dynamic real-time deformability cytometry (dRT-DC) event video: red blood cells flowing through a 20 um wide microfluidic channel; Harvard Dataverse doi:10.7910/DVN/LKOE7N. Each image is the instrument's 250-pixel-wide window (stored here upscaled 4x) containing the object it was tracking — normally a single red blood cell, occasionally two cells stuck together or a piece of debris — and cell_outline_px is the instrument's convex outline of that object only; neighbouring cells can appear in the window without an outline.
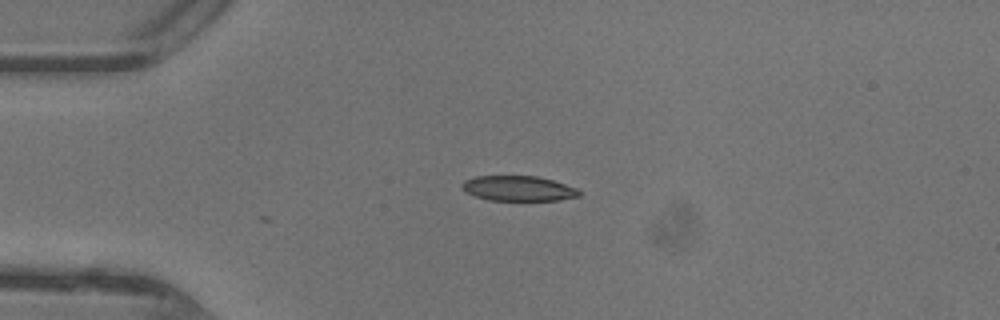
{"species": "common noctule bat (a hibernating species)", "species_latin": "Nyctalus noctula", "temperature_condition": "warm", "stored_images_in_passage": 15, "camera_frame_rate_fps": 3000, "um_per_image_px": 0.085, "animal": {"sex": "female"}, "frame": {"image": 1, "passage_image": 1, "time_ms": 0.0, "image_size_px": [1000, 320], "cell_outline_px": [[580, 196], [560, 200], [488, 200], [464, 192], [460, 184], [464, 180], [476, 176], [536, 176], [552, 180], [576, 188], [580, 192]], "centroid_in_image_um": [44.02, 16.01], "position_along_channel_um": 41.0, "area_um2": 17.11}}
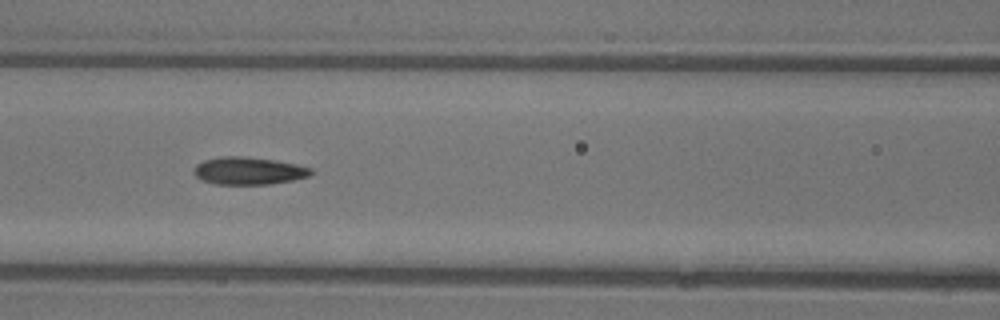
{"frame": {"image": 2, "passage_image": 10, "time_ms": 3.0, "image_size_px": [1000, 320], "cell_outline_px": [[312, 172], [308, 176], [292, 180], [268, 184], [216, 184], [200, 180], [192, 172], [196, 164], [204, 160], [220, 156], [244, 156], [272, 160], [296, 164], [312, 168]], "centroid_in_image_um": [21.07, 14.51], "position_along_channel_um": 145.5, "area_um2": 18.73}}
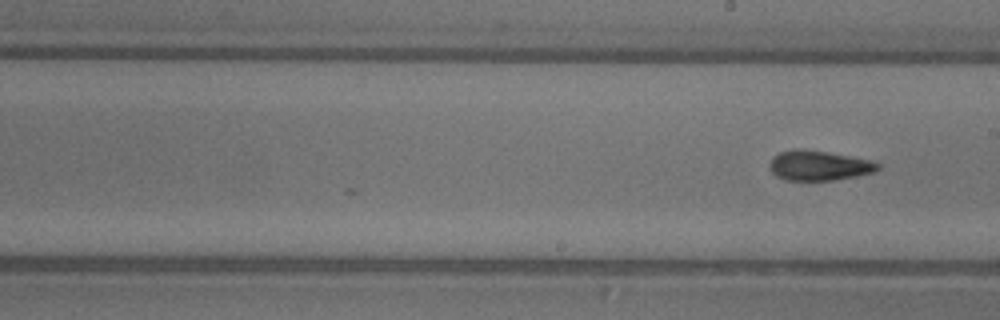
{"frame": {"image": 3, "passage_image": 15, "time_ms": 4.667, "image_size_px": [1000, 320], "cell_outline_px": [[880, 168], [876, 172], [856, 176], [832, 180], [784, 180], [776, 176], [768, 168], [768, 164], [772, 156], [780, 152], [796, 148], [828, 152], [872, 160], [880, 164]], "centroid_in_image_um": [69.59, 14.07], "position_along_channel_um": 219.4, "area_um2": 19.07}}